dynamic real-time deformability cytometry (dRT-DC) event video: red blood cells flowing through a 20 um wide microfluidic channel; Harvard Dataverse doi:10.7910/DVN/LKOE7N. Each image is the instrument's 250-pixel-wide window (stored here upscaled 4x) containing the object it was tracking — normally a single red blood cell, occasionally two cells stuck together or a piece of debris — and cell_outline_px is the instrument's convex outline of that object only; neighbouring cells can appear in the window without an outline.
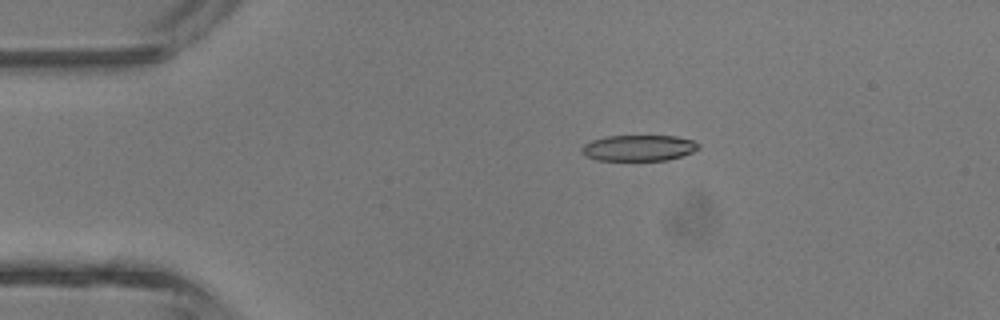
{"species": "common noctule bat (a hibernating species)", "species_latin": "Nyctalus noctula", "temperature_condition": "room temperature", "stored_images_in_passage": 2, "camera_frame_rate_fps": 3000, "um_per_image_px": 0.085, "animal": {"sex": "male", "body_mass_g": 13.3}, "frame": {"image": 1, "passage_image": 1, "time_ms": 0.0, "image_size_px": [1000, 320], "cell_outline_px": [[700, 148], [692, 152], [668, 160], [596, 160], [588, 156], [580, 148], [584, 144], [592, 140], [604, 136], [676, 136], [692, 140], [700, 144]], "centroid_in_image_um": [54.31, 12.57], "position_along_channel_um": 30.7, "area_um2": 17.57}}